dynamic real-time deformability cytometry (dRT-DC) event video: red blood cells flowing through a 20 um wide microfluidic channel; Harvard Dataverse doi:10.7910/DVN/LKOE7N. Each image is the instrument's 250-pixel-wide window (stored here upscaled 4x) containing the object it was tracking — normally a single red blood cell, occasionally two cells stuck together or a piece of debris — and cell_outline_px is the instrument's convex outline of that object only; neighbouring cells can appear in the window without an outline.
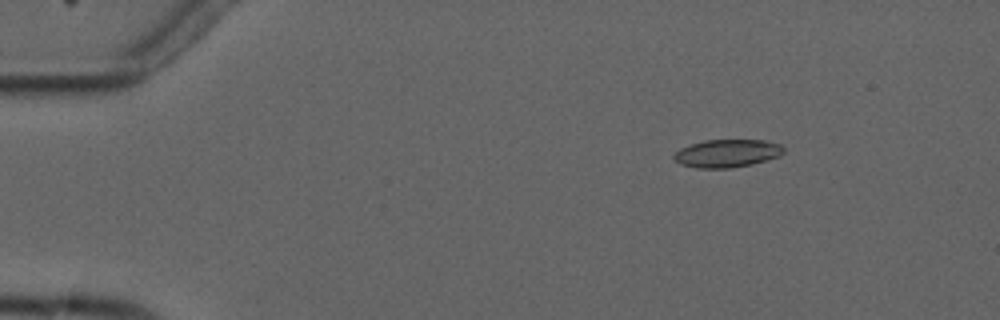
{"species": "common noctule bat (a hibernating species)", "species_latin": "Nyctalus noctula", "temperature_condition": "cold", "stored_images_in_passage": 5, "camera_frame_rate_fps": 3000, "um_per_image_px": 0.085, "animal": {"sex": "male", "forearm_length_mm": 52.5}, "frame": {"image": 1, "passage_image": 3, "time_ms": 2.333, "image_size_px": [1000, 320], "cell_outline_px": [[784, 152], [780, 156], [752, 164], [728, 168], [696, 168], [680, 164], [672, 156], [680, 148], [704, 140], [764, 140], [780, 144], [784, 148]], "centroid_in_image_um": [61.81, 13.03], "position_along_channel_um": 23.2, "area_um2": 17.8}}